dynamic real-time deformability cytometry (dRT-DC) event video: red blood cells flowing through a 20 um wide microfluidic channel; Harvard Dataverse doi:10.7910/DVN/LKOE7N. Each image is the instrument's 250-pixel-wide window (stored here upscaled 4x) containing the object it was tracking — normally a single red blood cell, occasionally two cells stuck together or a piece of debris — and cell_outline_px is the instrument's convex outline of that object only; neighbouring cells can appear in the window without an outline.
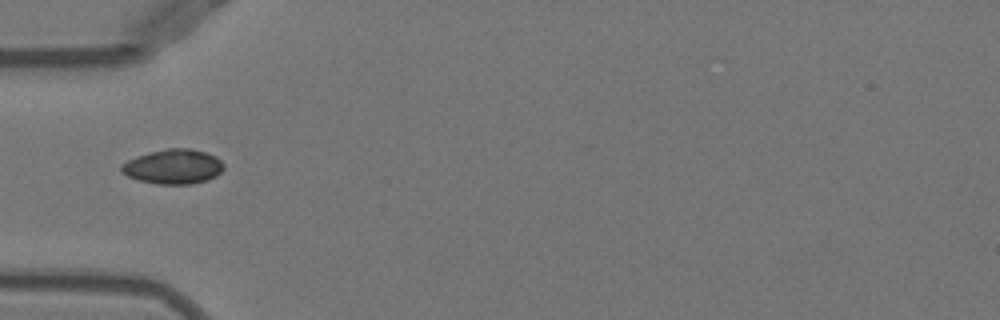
{"species": "Egyptian fruit bat (a non-hibernating species)", "species_latin": "Rousettus aegyptiacus", "temperature_condition": "warm", "stored_images_in_passage": 6, "camera_frame_rate_fps": 3000, "um_per_image_px": 0.085, "animal": {"sex": "female"}, "frame": {"image": 1, "passage_image": 1, "time_ms": 0.0, "image_size_px": [1000, 320], "cell_outline_px": [[224, 168], [216, 176], [208, 180], [192, 184], [156, 184], [140, 180], [128, 176], [120, 172], [120, 164], [136, 156], [148, 152], [168, 148], [188, 148], [204, 152], [216, 156], [224, 164]], "centroid_in_image_um": [14.71, 14.16], "position_along_channel_um": 70.3, "area_um2": 20.81}}
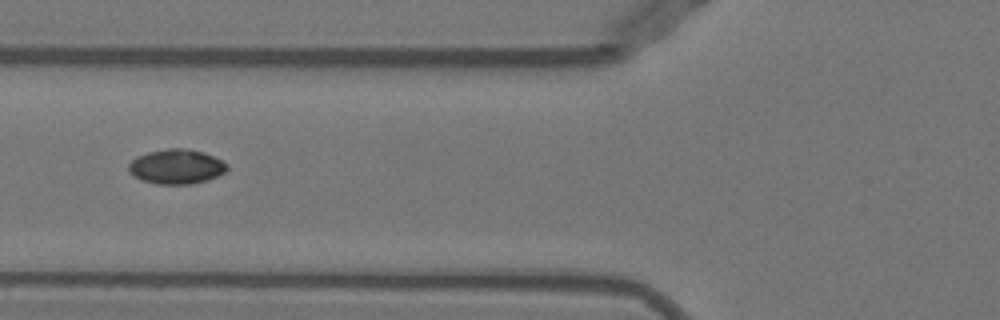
{"frame": {"image": 2, "passage_image": 4, "time_ms": 1.0, "image_size_px": [1000, 320], "cell_outline_px": [[228, 168], [224, 172], [208, 180], [192, 184], [156, 184], [140, 180], [128, 172], [128, 164], [136, 156], [148, 152], [168, 148], [188, 148], [212, 156], [228, 164]], "centroid_in_image_um": [14.95, 14.17], "position_along_channel_um": 110.9, "area_um2": 19.94}}